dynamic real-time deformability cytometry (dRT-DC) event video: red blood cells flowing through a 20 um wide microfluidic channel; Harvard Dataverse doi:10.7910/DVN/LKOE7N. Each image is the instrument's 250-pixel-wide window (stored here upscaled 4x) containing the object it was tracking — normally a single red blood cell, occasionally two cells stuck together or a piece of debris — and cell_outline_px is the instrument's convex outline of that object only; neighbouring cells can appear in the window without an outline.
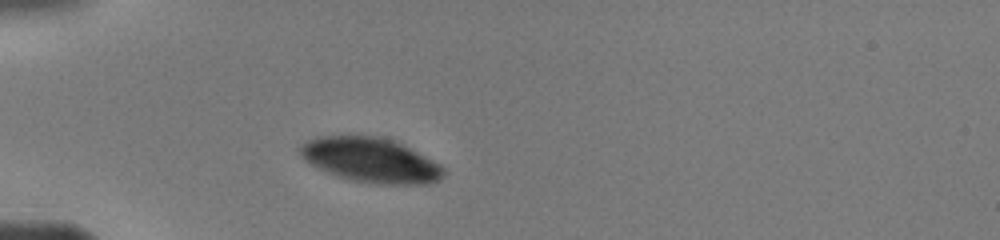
{"species": "human", "species_latin": "Homo sapiens", "temperature_condition": "warm", "stored_images_in_passage": 23, "camera_frame_rate_fps": 3000, "um_per_image_px": 0.085, "donor": {"sex": "male"}, "frame": {"image": 1, "passage_image": 1, "time_ms": 0.0, "image_size_px": [1000, 240], "cell_outline_px": [[444, 176], [440, 180], [428, 184], [376, 184], [348, 180], [328, 172], [312, 164], [300, 156], [300, 144], [316, 136], [380, 136], [392, 140], [440, 164], [444, 168]], "centroid_in_image_um": [31.5, 13.62], "position_along_channel_um": 53.5, "area_um2": 37.05}}
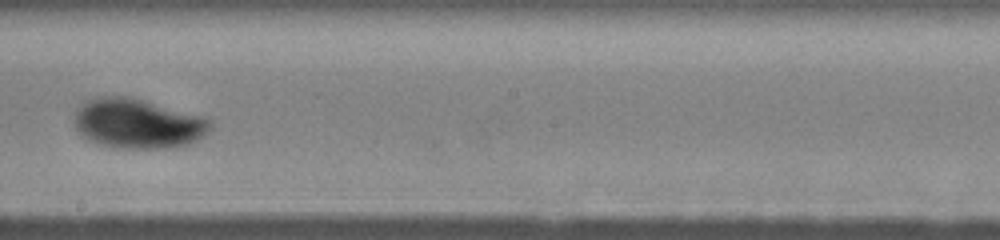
{"frame": {"image": 2, "passage_image": 12, "time_ms": 5.0, "image_size_px": [1000, 240], "cell_outline_px": [[212, 128], [204, 136], [188, 144], [172, 148], [116, 148], [100, 144], [88, 140], [72, 124], [72, 120], [76, 108], [80, 104], [96, 96], [128, 96], [204, 116], [212, 120]], "centroid_in_image_um": [11.69, 10.5], "position_along_channel_um": 236.5, "area_um2": 39.88}}
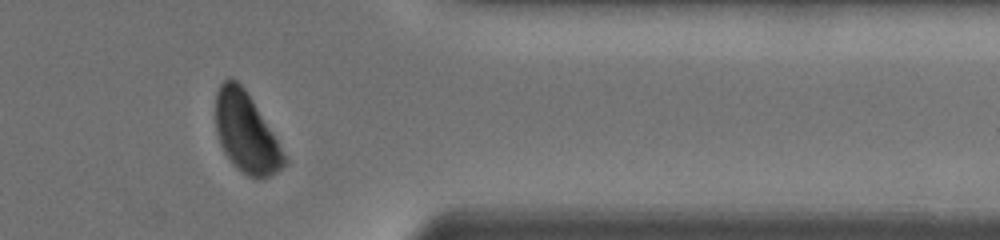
{"frame": {"image": 3, "passage_image": 21, "time_ms": 9.0, "image_size_px": [1000, 240], "cell_outline_px": [[288, 164], [276, 172], [260, 180], [256, 180], [248, 176], [224, 152], [220, 144], [216, 132], [216, 92], [220, 84], [228, 76], [236, 80], [244, 88], [252, 100], [288, 160]], "centroid_in_image_um": [20.91, 11.28], "position_along_channel_um": 390.5, "area_um2": 31.33}}